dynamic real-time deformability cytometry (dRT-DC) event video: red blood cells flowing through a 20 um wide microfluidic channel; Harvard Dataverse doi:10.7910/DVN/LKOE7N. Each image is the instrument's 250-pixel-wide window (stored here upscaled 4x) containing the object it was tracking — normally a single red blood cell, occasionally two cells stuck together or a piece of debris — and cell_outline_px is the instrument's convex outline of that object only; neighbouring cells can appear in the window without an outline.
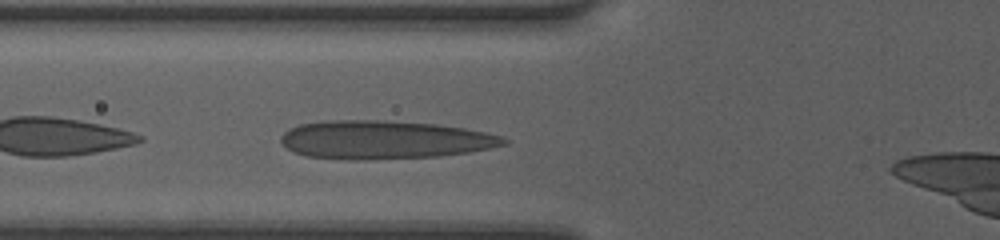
{"species": "human", "species_latin": "Homo sapiens", "temperature_condition": "room temperature", "stored_images_in_passage": 26, "camera_frame_rate_fps": 3000, "um_per_image_px": 0.085, "donor": {"sex": "female"}, "frame": {"image": 1, "passage_image": 4, "time_ms": 1.0, "image_size_px": [1000, 240], "cell_outline_px": [[508, 144], [468, 152], [436, 156], [364, 160], [348, 160], [304, 156], [292, 152], [280, 140], [280, 136], [288, 128], [300, 124], [328, 120], [384, 120], [436, 124], [464, 128], [504, 136], [508, 140]], "centroid_in_image_um": [32.63, 11.88], "position_along_channel_um": 93.2, "area_um2": 50.05}}
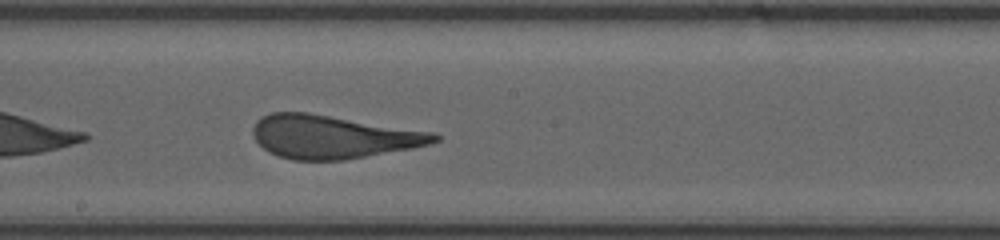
{"frame": {"image": 2, "passage_image": 13, "time_ms": 4.0, "image_size_px": [1000, 240], "cell_outline_px": [[440, 140], [432, 144], [412, 148], [344, 160], [292, 160], [268, 152], [256, 140], [252, 132], [252, 128], [256, 120], [260, 116], [272, 112], [308, 112], [432, 132], [440, 136]], "centroid_in_image_um": [28.27, 11.62], "position_along_channel_um": 219.9, "area_um2": 45.66}}
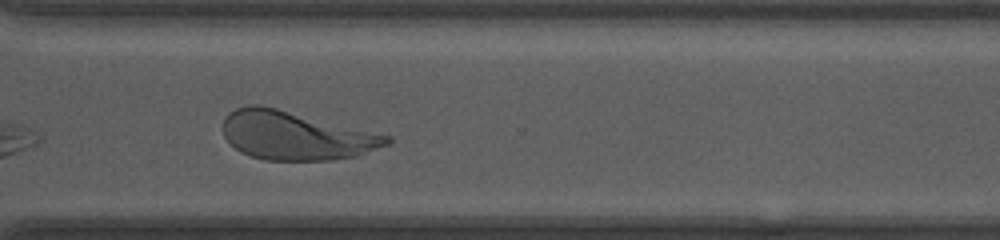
{"frame": {"image": 3, "passage_image": 22, "time_ms": 7.0, "image_size_px": [1000, 240], "cell_outline_px": [[392, 140], [388, 144], [356, 156], [332, 160], [264, 160], [240, 152], [224, 136], [224, 120], [228, 112], [236, 108], [252, 104], [256, 104], [276, 108], [392, 136]], "centroid_in_image_um": [25.14, 11.53], "position_along_channel_um": 345.5, "area_um2": 45.95}, "authors_computed_cell_mechanics": {"area_um2": 45.4019, "velocity_mm_per_s": 4.2104, "shape_relaxation_time_tau1_ms": 4.3797, "shape_relaxation_time_tau2_ms": 0.8806, "deformation_change_tau1": 0.2188, "deformation_change_tau2": 0.0996}}